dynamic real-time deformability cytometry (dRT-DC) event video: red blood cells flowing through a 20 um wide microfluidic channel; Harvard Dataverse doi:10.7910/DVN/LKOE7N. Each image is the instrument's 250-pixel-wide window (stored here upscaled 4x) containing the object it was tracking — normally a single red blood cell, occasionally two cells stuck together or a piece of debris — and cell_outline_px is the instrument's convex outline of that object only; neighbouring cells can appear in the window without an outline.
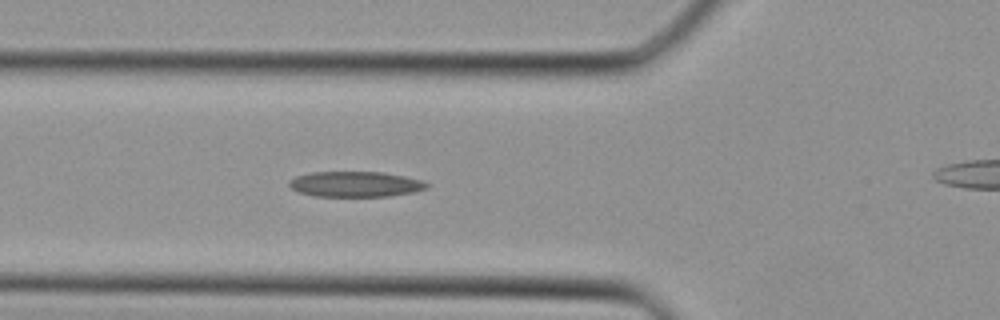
{"species": "Egyptian fruit bat (a non-hibernating species)", "species_latin": "Rousettus aegyptiacus", "temperature_condition": "cold", "stored_images_in_passage": 36, "camera_frame_rate_fps": 3000, "um_per_image_px": 0.085, "animal": {"sex": "female"}, "frame": {"image": 1, "passage_image": 11, "time_ms": 3.333, "image_size_px": [1000, 320], "cell_outline_px": [[428, 188], [412, 192], [388, 196], [316, 196], [300, 192], [292, 188], [288, 184], [288, 180], [296, 176], [312, 172], [384, 172], [404, 176], [420, 180], [428, 184]], "centroid_in_image_um": [30.19, 15.65], "position_along_channel_um": 95.6, "area_um2": 20.23}}
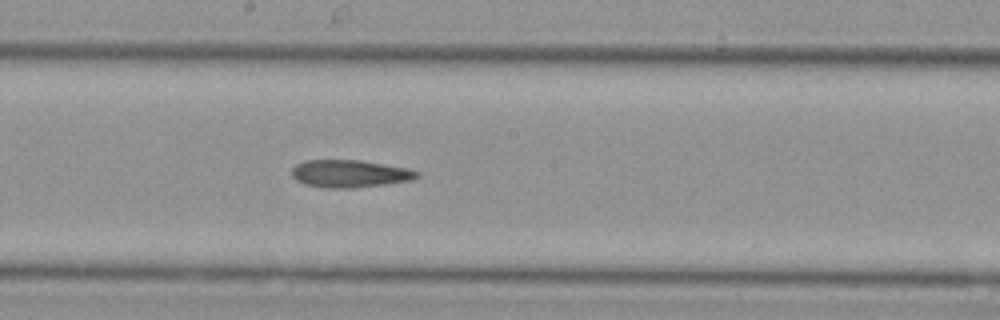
{"frame": {"image": 2, "passage_image": 18, "time_ms": 5.667, "image_size_px": [1000, 320], "cell_outline_px": [[420, 176], [412, 180], [384, 184], [352, 188], [328, 188], [304, 184], [296, 180], [292, 176], [292, 168], [296, 164], [304, 160], [360, 160], [404, 168], [420, 172]], "centroid_in_image_um": [29.69, 14.76], "position_along_channel_um": 218.5, "area_um2": 19.94}}
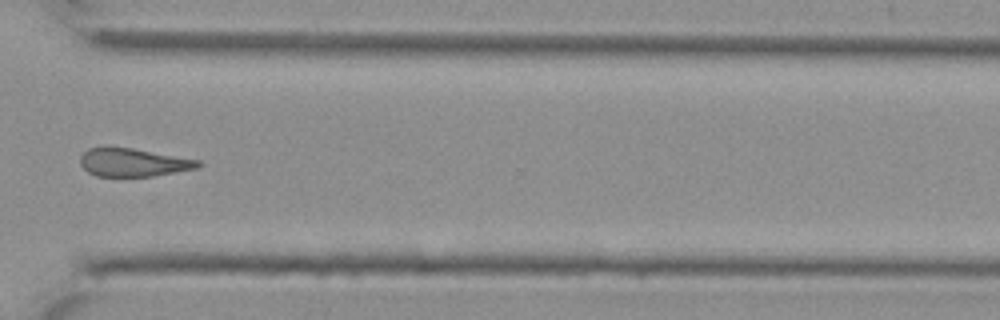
{"frame": {"image": 3, "passage_image": 26, "time_ms": 8.333, "image_size_px": [1000, 320], "cell_outline_px": [[204, 164], [196, 168], [152, 176], [96, 176], [88, 172], [80, 164], [80, 156], [88, 148], [132, 148], [200, 160]], "centroid_in_image_um": [11.33, 13.81], "position_along_channel_um": 359.3, "area_um2": 19.07}}